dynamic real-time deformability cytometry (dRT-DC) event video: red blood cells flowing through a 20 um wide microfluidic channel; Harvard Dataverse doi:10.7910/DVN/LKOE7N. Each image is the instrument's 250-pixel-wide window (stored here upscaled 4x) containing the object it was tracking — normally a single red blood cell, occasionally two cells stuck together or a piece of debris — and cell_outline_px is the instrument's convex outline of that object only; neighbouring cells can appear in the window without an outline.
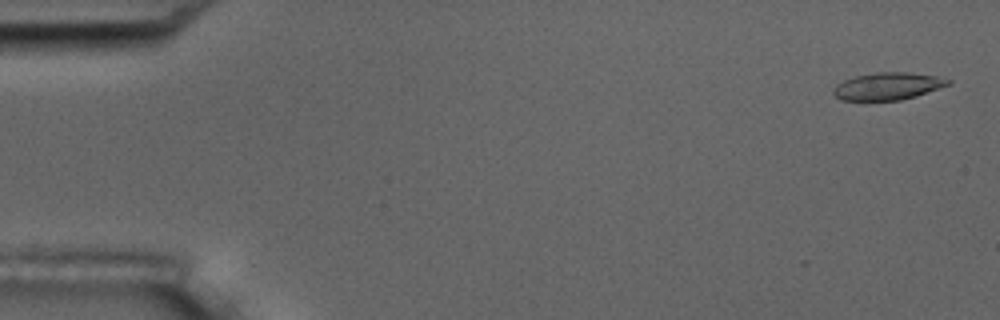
{"species": "common noctule bat (a hibernating species)", "species_latin": "Nyctalus noctula", "temperature_condition": "room temperature", "stored_images_in_passage": 15, "camera_frame_rate_fps": 3000, "um_per_image_px": 0.085, "animal": {"sex": "male", "body_mass_g": 17.5, "forearm_length_mm": 52.3}, "frame": {"image": 1, "passage_image": 1, "time_ms": 0.0, "image_size_px": [1000, 320], "cell_outline_px": [[952, 84], [916, 96], [900, 100], [840, 100], [832, 92], [836, 84], [844, 80], [856, 76], [876, 72], [908, 72], [936, 76], [952, 80]], "centroid_in_image_um": [75.48, 7.32], "position_along_channel_um": 9.5, "area_um2": 18.26}}
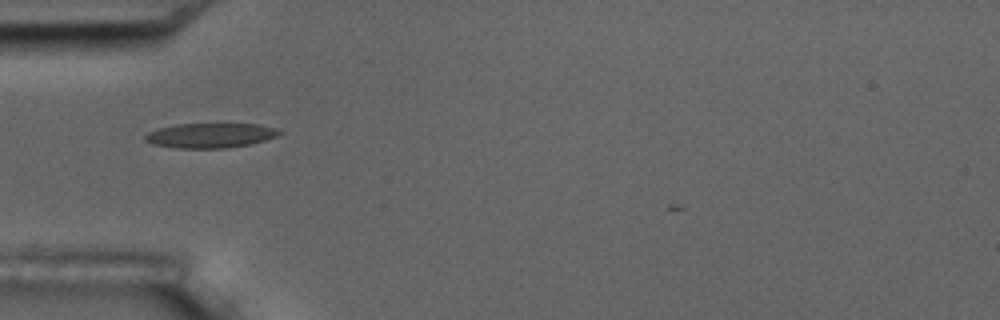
{"frame": {"image": 2, "passage_image": 5, "time_ms": 5.333, "image_size_px": [1000, 320], "cell_outline_px": [[284, 132], [276, 136], [252, 144], [228, 148], [176, 148], [152, 144], [144, 140], [144, 136], [148, 132], [156, 128], [176, 124], [260, 124], [276, 128]], "centroid_in_image_um": [17.87, 11.51], "position_along_channel_um": 67.1, "area_um2": 19.54}}
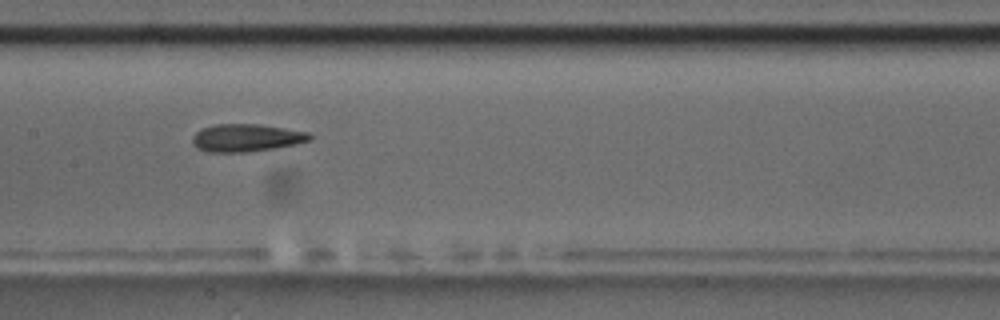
{"frame": {"image": 3, "passage_image": 8, "time_ms": 8.667, "image_size_px": [1000, 320], "cell_outline_px": [[312, 140], [296, 144], [276, 148], [248, 152], [208, 152], [196, 148], [192, 144], [192, 136], [196, 132], [204, 128], [216, 124], [256, 124], [308, 132], [312, 136]], "centroid_in_image_um": [20.92, 11.73], "position_along_channel_um": 186.5, "area_um2": 18.9}, "authors_computed_cell_mechanics": {"area_um2": 18.7272, "velocity_mm_per_s": 3.5973, "shape_relaxation_time_tau1_ms": null, "shape_relaxation_time_tau2_ms": 2.9604, "deformation_change_tau1": null, "deformation_change_tau2": 0.0741}}